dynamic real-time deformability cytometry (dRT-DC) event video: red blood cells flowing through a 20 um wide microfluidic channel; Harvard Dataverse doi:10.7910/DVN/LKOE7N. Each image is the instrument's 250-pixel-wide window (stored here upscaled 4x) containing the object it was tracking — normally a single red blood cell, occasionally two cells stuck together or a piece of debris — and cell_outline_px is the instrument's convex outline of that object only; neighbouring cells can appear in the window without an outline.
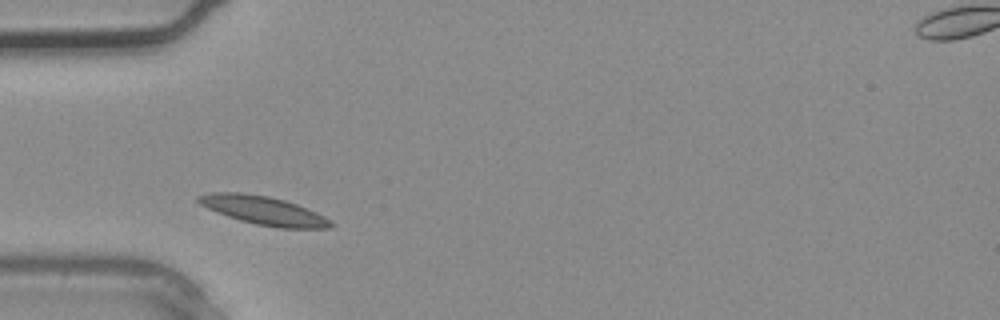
{"species": "common noctule bat (a hibernating species)", "species_latin": "Nyctalus noctula", "temperature_condition": "warm", "stored_images_in_passage": 6, "camera_frame_rate_fps": 3000, "um_per_image_px": 0.085, "animal": {"sex": "male", "body_mass_g": 20.4}, "frame": {"image": 1, "passage_image": 5, "time_ms": 1.333, "image_size_px": [1000, 320], "cell_outline_px": [[336, 224], [328, 228], [276, 228], [256, 224], [240, 220], [228, 216], [208, 208], [200, 204], [196, 200], [196, 196], [208, 192], [240, 192], [268, 196], [284, 200], [308, 208], [332, 220]], "centroid_in_image_um": [22.42, 17.89], "position_along_channel_um": 62.6, "area_um2": 22.08}}